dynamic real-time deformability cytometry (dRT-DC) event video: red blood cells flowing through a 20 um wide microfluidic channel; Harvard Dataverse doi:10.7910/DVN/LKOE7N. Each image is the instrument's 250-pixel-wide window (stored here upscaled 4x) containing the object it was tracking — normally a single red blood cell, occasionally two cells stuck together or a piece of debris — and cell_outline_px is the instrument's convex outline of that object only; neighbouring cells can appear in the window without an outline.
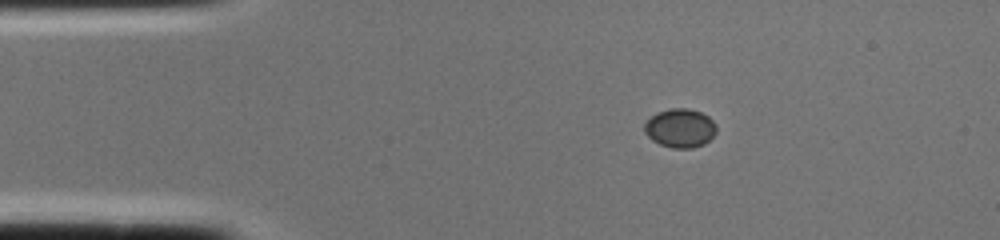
{"species": "common noctule bat (a hibernating species)", "species_latin": "Nyctalus noctula", "temperature_condition": "cold", "stored_images_in_passage": 1, "camera_frame_rate_fps": 3000, "um_per_image_px": 0.085, "animal": {"sex": "female", "body_mass_g": 22.0, "forearm_length_mm": 56.7}, "frame": {"image": 1, "passage_image": 1, "time_ms": 0.0, "image_size_px": [1000, 240], "cell_outline_px": [[716, 132], [704, 144], [692, 148], [672, 148], [660, 144], [652, 140], [644, 132], [644, 124], [656, 112], [672, 108], [688, 108], [700, 112], [708, 116], [716, 124]], "centroid_in_image_um": [57.8, 10.89], "position_along_channel_um": 27.2, "area_um2": 16.24}}